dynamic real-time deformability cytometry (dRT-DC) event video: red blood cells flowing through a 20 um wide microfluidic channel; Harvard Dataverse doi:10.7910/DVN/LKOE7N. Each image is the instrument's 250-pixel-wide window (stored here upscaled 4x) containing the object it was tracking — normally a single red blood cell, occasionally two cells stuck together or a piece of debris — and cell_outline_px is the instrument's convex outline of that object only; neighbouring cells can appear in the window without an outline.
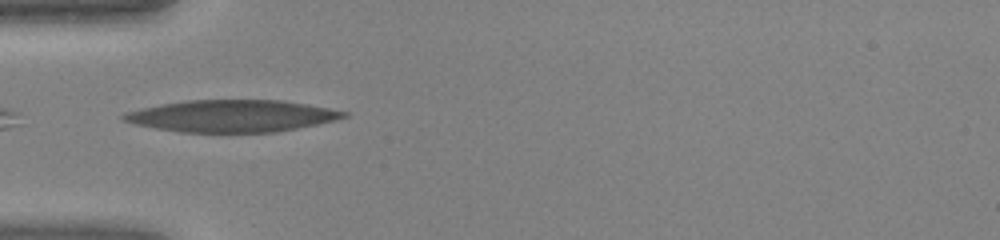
{"species": "human", "species_latin": "Homo sapiens", "temperature_condition": "warm", "stored_images_in_passage": 32, "camera_frame_rate_fps": 3000, "um_per_image_px": 0.085, "donor": {"sex": "female"}, "frame": {"image": 1, "passage_image": 1, "time_ms": 0.0, "image_size_px": [1000, 240], "cell_outline_px": [[348, 116], [336, 120], [276, 132], [180, 132], [156, 128], [136, 124], [120, 120], [120, 116], [124, 112], [160, 104], [188, 100], [284, 100], [308, 104], [348, 112]], "centroid_in_image_um": [19.69, 9.85], "position_along_channel_um": 65.3, "area_um2": 40.98}}
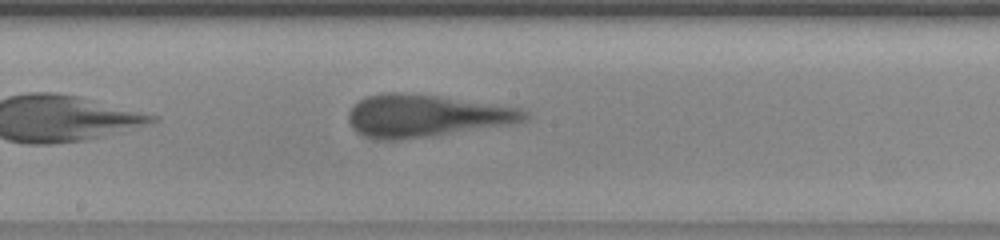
{"frame": {"image": 2, "passage_image": 11, "time_ms": 3.333, "image_size_px": [1000, 240], "cell_outline_px": [[528, 120], [516, 124], [428, 136], [392, 140], [388, 140], [364, 136], [356, 132], [352, 128], [348, 120], [348, 112], [360, 100], [368, 96], [388, 92], [404, 92], [440, 96], [524, 108], [528, 112]], "centroid_in_image_um": [36.28, 9.83], "position_along_channel_um": 211.9, "area_um2": 43.58}}
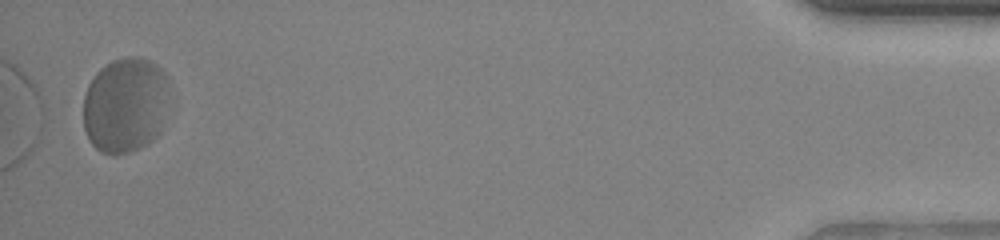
{"frame": {"image": 3, "passage_image": 31, "time_ms": 10.0, "image_size_px": [1000, 240], "cell_outline_px": [[168, 88], [160, 132], [152, 140], [128, 152], [116, 156], [112, 156], [100, 152], [88, 140], [84, 128], [84, 96], [88, 84], [96, 72], [104, 64], [112, 60], [128, 56], [132, 56], [148, 60], [156, 64], [164, 72], [168, 80]], "centroid_in_image_um": [10.61, 8.92], "position_along_channel_um": 424.6, "area_um2": 47.92}}